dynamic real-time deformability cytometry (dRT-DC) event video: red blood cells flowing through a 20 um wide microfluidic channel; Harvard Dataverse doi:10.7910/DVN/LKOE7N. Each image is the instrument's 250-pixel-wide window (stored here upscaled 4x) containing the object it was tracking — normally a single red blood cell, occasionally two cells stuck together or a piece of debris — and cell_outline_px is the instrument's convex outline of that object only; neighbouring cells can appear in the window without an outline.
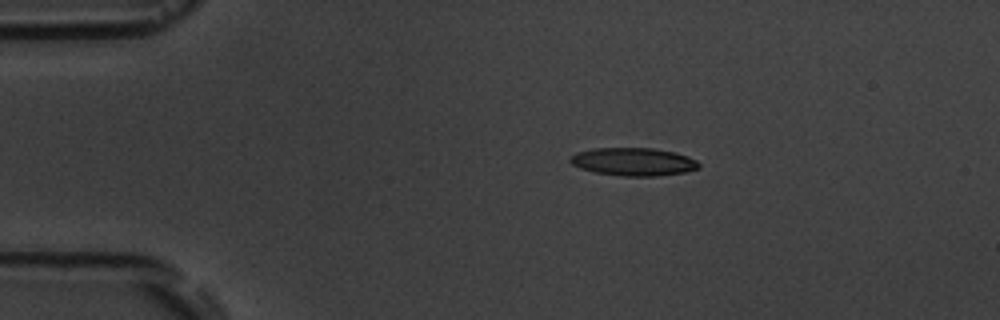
{"species": "common noctule bat (a hibernating species)", "species_latin": "Nyctalus noctula", "temperature_condition": "room temperature", "stored_images_in_passage": 10, "camera_frame_rate_fps": 3000, "um_per_image_px": 0.085, "animal": {"sex": "male", "body_mass_g": 19.5, "forearm_length_mm": 54.6}, "frame": {"image": 1, "passage_image": 2, "time_ms": 1.0, "image_size_px": [1000, 320], "cell_outline_px": [[700, 168], [684, 172], [656, 176], [620, 176], [596, 172], [580, 168], [572, 164], [568, 160], [576, 152], [592, 148], [652, 148], [676, 152], [688, 156], [696, 160], [700, 164]], "centroid_in_image_um": [53.85, 13.74], "position_along_channel_um": 31.2, "area_um2": 21.04}}
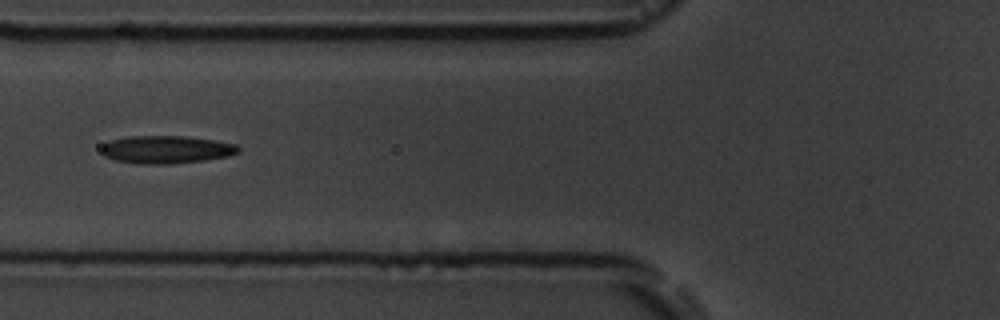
{"frame": {"image": 2, "passage_image": 5, "time_ms": 4.667, "image_size_px": [1000, 320], "cell_outline_px": [[240, 152], [228, 156], [204, 160], [168, 164], [140, 164], [116, 160], [104, 156], [100, 148], [108, 140], [128, 136], [184, 136], [212, 140], [236, 144], [240, 148]], "centroid_in_image_um": [14.11, 12.71], "position_along_channel_um": 111.7, "area_um2": 22.2}}
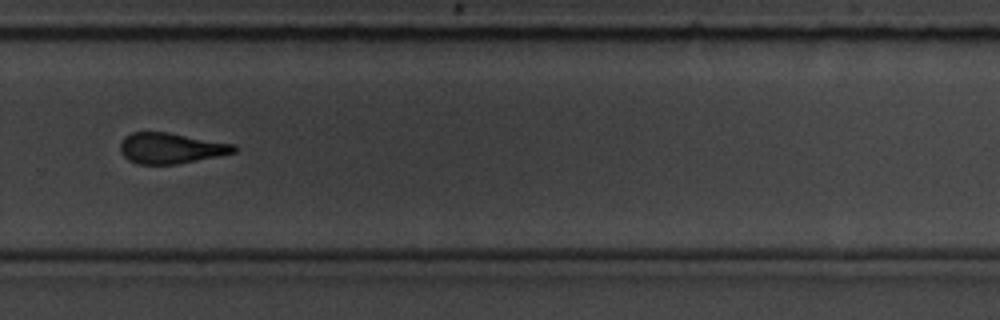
{"frame": {"image": 3, "passage_image": 10, "time_ms": 10.333, "image_size_px": [1000, 320], "cell_outline_px": [[236, 152], [176, 164], [136, 164], [128, 160], [120, 152], [120, 144], [124, 136], [132, 132], [168, 132], [236, 144]], "centroid_in_image_um": [14.49, 12.59], "position_along_channel_um": 315.3, "area_um2": 20.35}}